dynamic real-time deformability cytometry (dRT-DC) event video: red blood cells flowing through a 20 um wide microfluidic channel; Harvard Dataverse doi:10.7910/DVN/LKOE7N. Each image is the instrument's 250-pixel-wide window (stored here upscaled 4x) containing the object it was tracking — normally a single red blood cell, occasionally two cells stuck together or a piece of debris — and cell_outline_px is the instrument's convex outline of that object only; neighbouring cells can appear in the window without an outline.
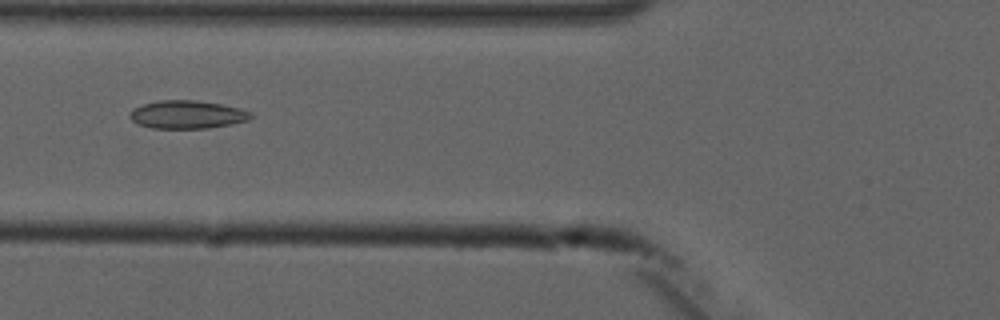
{"species": "common noctule bat (a hibernating species)", "species_latin": "Nyctalus noctula", "temperature_condition": "cold", "stored_images_in_passage": 8, "camera_frame_rate_fps": 3000, "um_per_image_px": 0.085, "animal": {"sex": "male", "forearm_length_mm": 52.5}, "frame": {"image": 1, "passage_image": 6, "time_ms": 5.667, "image_size_px": [1000, 320], "cell_outline_px": [[252, 116], [248, 120], [232, 124], [208, 128], [152, 128], [140, 124], [132, 120], [128, 116], [132, 108], [144, 104], [160, 100], [196, 100], [220, 104], [240, 108], [252, 112]], "centroid_in_image_um": [15.91, 9.73], "position_along_channel_um": 109.9, "area_um2": 19.77}}
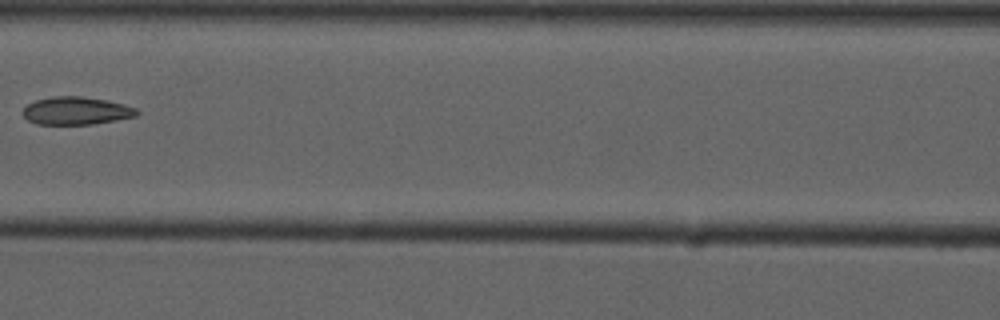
{"frame": {"image": 2, "passage_image": 7, "time_ms": 7.0, "image_size_px": [1000, 320], "cell_outline_px": [[140, 112], [136, 116], [116, 120], [92, 124], [36, 124], [28, 120], [24, 116], [24, 108], [28, 104], [36, 100], [52, 96], [80, 96], [104, 100], [124, 104], [136, 108]], "centroid_in_image_um": [6.49, 9.41], "position_along_channel_um": 160.1, "area_um2": 18.32}}
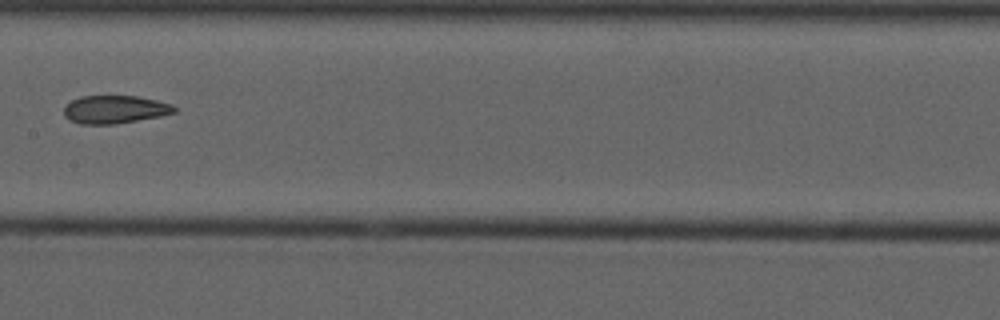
{"frame": {"image": 3, "passage_image": 8, "time_ms": 8.0, "image_size_px": [1000, 320], "cell_outline_px": [[176, 112], [160, 116], [116, 124], [80, 124], [68, 120], [64, 116], [64, 104], [80, 96], [136, 96], [156, 100], [172, 104], [176, 108]], "centroid_in_image_um": [9.72, 9.3], "position_along_channel_um": 197.7, "area_um2": 18.15}}